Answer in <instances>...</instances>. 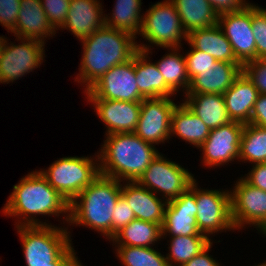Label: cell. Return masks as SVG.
<instances>
[{
	"label": "cell",
	"mask_w": 266,
	"mask_h": 266,
	"mask_svg": "<svg viewBox=\"0 0 266 266\" xmlns=\"http://www.w3.org/2000/svg\"><path fill=\"white\" fill-rule=\"evenodd\" d=\"M132 34L104 25L81 39L83 56L75 81L85 83L87 91L110 68L130 60L138 51Z\"/></svg>",
	"instance_id": "1"
},
{
	"label": "cell",
	"mask_w": 266,
	"mask_h": 266,
	"mask_svg": "<svg viewBox=\"0 0 266 266\" xmlns=\"http://www.w3.org/2000/svg\"><path fill=\"white\" fill-rule=\"evenodd\" d=\"M5 216H19L24 221L17 222L18 226H49L46 222H38L34 215L66 214L69 222V203L55 190L39 171H33L13 186L2 211ZM32 214V215H31ZM31 215V216H30ZM31 217V219H30Z\"/></svg>",
	"instance_id": "2"
},
{
	"label": "cell",
	"mask_w": 266,
	"mask_h": 266,
	"mask_svg": "<svg viewBox=\"0 0 266 266\" xmlns=\"http://www.w3.org/2000/svg\"><path fill=\"white\" fill-rule=\"evenodd\" d=\"M102 148L97 155L100 174L127 182H136L159 155L134 132L108 134Z\"/></svg>",
	"instance_id": "3"
},
{
	"label": "cell",
	"mask_w": 266,
	"mask_h": 266,
	"mask_svg": "<svg viewBox=\"0 0 266 266\" xmlns=\"http://www.w3.org/2000/svg\"><path fill=\"white\" fill-rule=\"evenodd\" d=\"M121 189V181L99 174L69 203L70 225L87 226L112 239V215Z\"/></svg>",
	"instance_id": "4"
},
{
	"label": "cell",
	"mask_w": 266,
	"mask_h": 266,
	"mask_svg": "<svg viewBox=\"0 0 266 266\" xmlns=\"http://www.w3.org/2000/svg\"><path fill=\"white\" fill-rule=\"evenodd\" d=\"M27 266H52L70 246L67 229L49 226H18Z\"/></svg>",
	"instance_id": "5"
},
{
	"label": "cell",
	"mask_w": 266,
	"mask_h": 266,
	"mask_svg": "<svg viewBox=\"0 0 266 266\" xmlns=\"http://www.w3.org/2000/svg\"><path fill=\"white\" fill-rule=\"evenodd\" d=\"M91 157H63L48 170L39 171L48 183L70 203L100 174L99 163Z\"/></svg>",
	"instance_id": "6"
},
{
	"label": "cell",
	"mask_w": 266,
	"mask_h": 266,
	"mask_svg": "<svg viewBox=\"0 0 266 266\" xmlns=\"http://www.w3.org/2000/svg\"><path fill=\"white\" fill-rule=\"evenodd\" d=\"M140 36L149 43L164 48H181V39L187 41L177 9L170 0L157 2L142 18Z\"/></svg>",
	"instance_id": "7"
},
{
	"label": "cell",
	"mask_w": 266,
	"mask_h": 266,
	"mask_svg": "<svg viewBox=\"0 0 266 266\" xmlns=\"http://www.w3.org/2000/svg\"><path fill=\"white\" fill-rule=\"evenodd\" d=\"M195 180L185 168L159 153L136 182L153 193L163 192V198L169 202L179 197Z\"/></svg>",
	"instance_id": "8"
},
{
	"label": "cell",
	"mask_w": 266,
	"mask_h": 266,
	"mask_svg": "<svg viewBox=\"0 0 266 266\" xmlns=\"http://www.w3.org/2000/svg\"><path fill=\"white\" fill-rule=\"evenodd\" d=\"M22 44H9L6 38L0 41V83H9L36 69L44 60V44L33 39H22ZM10 46H9V45Z\"/></svg>",
	"instance_id": "9"
},
{
	"label": "cell",
	"mask_w": 266,
	"mask_h": 266,
	"mask_svg": "<svg viewBox=\"0 0 266 266\" xmlns=\"http://www.w3.org/2000/svg\"><path fill=\"white\" fill-rule=\"evenodd\" d=\"M195 181V200L197 205L196 223L198 230L209 234L222 230H234L231 216V193L227 190H201Z\"/></svg>",
	"instance_id": "10"
},
{
	"label": "cell",
	"mask_w": 266,
	"mask_h": 266,
	"mask_svg": "<svg viewBox=\"0 0 266 266\" xmlns=\"http://www.w3.org/2000/svg\"><path fill=\"white\" fill-rule=\"evenodd\" d=\"M85 93L86 98L142 102L144 97L136 83L135 54L130 60L110 68Z\"/></svg>",
	"instance_id": "11"
},
{
	"label": "cell",
	"mask_w": 266,
	"mask_h": 266,
	"mask_svg": "<svg viewBox=\"0 0 266 266\" xmlns=\"http://www.w3.org/2000/svg\"><path fill=\"white\" fill-rule=\"evenodd\" d=\"M231 193V216L236 229L244 224L257 226L266 235V191L239 179Z\"/></svg>",
	"instance_id": "12"
},
{
	"label": "cell",
	"mask_w": 266,
	"mask_h": 266,
	"mask_svg": "<svg viewBox=\"0 0 266 266\" xmlns=\"http://www.w3.org/2000/svg\"><path fill=\"white\" fill-rule=\"evenodd\" d=\"M176 103L169 97L144 98L135 134L150 144L170 139L171 116Z\"/></svg>",
	"instance_id": "13"
},
{
	"label": "cell",
	"mask_w": 266,
	"mask_h": 266,
	"mask_svg": "<svg viewBox=\"0 0 266 266\" xmlns=\"http://www.w3.org/2000/svg\"><path fill=\"white\" fill-rule=\"evenodd\" d=\"M217 24L230 42L234 56L242 66L256 59L251 4L239 12L219 15Z\"/></svg>",
	"instance_id": "14"
},
{
	"label": "cell",
	"mask_w": 266,
	"mask_h": 266,
	"mask_svg": "<svg viewBox=\"0 0 266 266\" xmlns=\"http://www.w3.org/2000/svg\"><path fill=\"white\" fill-rule=\"evenodd\" d=\"M243 128V123L232 121L211 129L208 138L199 147L203 151L204 166H221L233 159H239Z\"/></svg>",
	"instance_id": "15"
},
{
	"label": "cell",
	"mask_w": 266,
	"mask_h": 266,
	"mask_svg": "<svg viewBox=\"0 0 266 266\" xmlns=\"http://www.w3.org/2000/svg\"><path fill=\"white\" fill-rule=\"evenodd\" d=\"M195 181L179 197L167 202L164 212L162 236H206L198 230Z\"/></svg>",
	"instance_id": "16"
},
{
	"label": "cell",
	"mask_w": 266,
	"mask_h": 266,
	"mask_svg": "<svg viewBox=\"0 0 266 266\" xmlns=\"http://www.w3.org/2000/svg\"><path fill=\"white\" fill-rule=\"evenodd\" d=\"M96 114L106 124L107 133L135 132L140 117L141 102L87 98Z\"/></svg>",
	"instance_id": "17"
},
{
	"label": "cell",
	"mask_w": 266,
	"mask_h": 266,
	"mask_svg": "<svg viewBox=\"0 0 266 266\" xmlns=\"http://www.w3.org/2000/svg\"><path fill=\"white\" fill-rule=\"evenodd\" d=\"M242 72L240 63L217 61L199 70L191 81L186 94H224Z\"/></svg>",
	"instance_id": "18"
},
{
	"label": "cell",
	"mask_w": 266,
	"mask_h": 266,
	"mask_svg": "<svg viewBox=\"0 0 266 266\" xmlns=\"http://www.w3.org/2000/svg\"><path fill=\"white\" fill-rule=\"evenodd\" d=\"M102 10L98 0H71L65 22L60 28L69 29L81 40L105 25Z\"/></svg>",
	"instance_id": "19"
},
{
	"label": "cell",
	"mask_w": 266,
	"mask_h": 266,
	"mask_svg": "<svg viewBox=\"0 0 266 266\" xmlns=\"http://www.w3.org/2000/svg\"><path fill=\"white\" fill-rule=\"evenodd\" d=\"M126 183L124 186L122 185L121 195L133 210L136 219L162 226L166 200L159 199L156 194L137 182Z\"/></svg>",
	"instance_id": "20"
},
{
	"label": "cell",
	"mask_w": 266,
	"mask_h": 266,
	"mask_svg": "<svg viewBox=\"0 0 266 266\" xmlns=\"http://www.w3.org/2000/svg\"><path fill=\"white\" fill-rule=\"evenodd\" d=\"M258 95V90L242 71L236 77L232 86L223 94L226 110L231 121L249 124Z\"/></svg>",
	"instance_id": "21"
},
{
	"label": "cell",
	"mask_w": 266,
	"mask_h": 266,
	"mask_svg": "<svg viewBox=\"0 0 266 266\" xmlns=\"http://www.w3.org/2000/svg\"><path fill=\"white\" fill-rule=\"evenodd\" d=\"M12 33L16 35V38L33 39L43 43L45 37L56 34L40 0H21L16 28Z\"/></svg>",
	"instance_id": "22"
},
{
	"label": "cell",
	"mask_w": 266,
	"mask_h": 266,
	"mask_svg": "<svg viewBox=\"0 0 266 266\" xmlns=\"http://www.w3.org/2000/svg\"><path fill=\"white\" fill-rule=\"evenodd\" d=\"M135 53V75L140 94L144 98L170 97L176 94L166 83L159 72L156 63L147 60L149 49L147 45L137 44Z\"/></svg>",
	"instance_id": "23"
},
{
	"label": "cell",
	"mask_w": 266,
	"mask_h": 266,
	"mask_svg": "<svg viewBox=\"0 0 266 266\" xmlns=\"http://www.w3.org/2000/svg\"><path fill=\"white\" fill-rule=\"evenodd\" d=\"M187 42L195 49L211 55L217 61L239 63L234 56L230 42L218 24L192 31L187 35Z\"/></svg>",
	"instance_id": "24"
},
{
	"label": "cell",
	"mask_w": 266,
	"mask_h": 266,
	"mask_svg": "<svg viewBox=\"0 0 266 266\" xmlns=\"http://www.w3.org/2000/svg\"><path fill=\"white\" fill-rule=\"evenodd\" d=\"M185 104L211 130L231 121L223 94H185Z\"/></svg>",
	"instance_id": "25"
},
{
	"label": "cell",
	"mask_w": 266,
	"mask_h": 266,
	"mask_svg": "<svg viewBox=\"0 0 266 266\" xmlns=\"http://www.w3.org/2000/svg\"><path fill=\"white\" fill-rule=\"evenodd\" d=\"M180 16L181 25L188 35L218 23L219 15L208 0H170Z\"/></svg>",
	"instance_id": "26"
},
{
	"label": "cell",
	"mask_w": 266,
	"mask_h": 266,
	"mask_svg": "<svg viewBox=\"0 0 266 266\" xmlns=\"http://www.w3.org/2000/svg\"><path fill=\"white\" fill-rule=\"evenodd\" d=\"M209 133L210 129L185 103L176 105L171 116V135L175 134L199 148Z\"/></svg>",
	"instance_id": "27"
},
{
	"label": "cell",
	"mask_w": 266,
	"mask_h": 266,
	"mask_svg": "<svg viewBox=\"0 0 266 266\" xmlns=\"http://www.w3.org/2000/svg\"><path fill=\"white\" fill-rule=\"evenodd\" d=\"M162 238L161 225L140 219L132 220L111 239L117 246L151 247Z\"/></svg>",
	"instance_id": "28"
},
{
	"label": "cell",
	"mask_w": 266,
	"mask_h": 266,
	"mask_svg": "<svg viewBox=\"0 0 266 266\" xmlns=\"http://www.w3.org/2000/svg\"><path fill=\"white\" fill-rule=\"evenodd\" d=\"M141 4V0H117L112 10V18L105 16V25L136 37L142 28Z\"/></svg>",
	"instance_id": "29"
},
{
	"label": "cell",
	"mask_w": 266,
	"mask_h": 266,
	"mask_svg": "<svg viewBox=\"0 0 266 266\" xmlns=\"http://www.w3.org/2000/svg\"><path fill=\"white\" fill-rule=\"evenodd\" d=\"M172 52L166 54L160 59L156 66L159 72L163 75L165 83L174 91H178L179 88L185 90V94L189 88L190 80L187 75L186 61L184 55L182 56L178 52L177 48H170ZM176 51V52H175Z\"/></svg>",
	"instance_id": "30"
},
{
	"label": "cell",
	"mask_w": 266,
	"mask_h": 266,
	"mask_svg": "<svg viewBox=\"0 0 266 266\" xmlns=\"http://www.w3.org/2000/svg\"><path fill=\"white\" fill-rule=\"evenodd\" d=\"M239 159L250 163H266V128L244 124Z\"/></svg>",
	"instance_id": "31"
},
{
	"label": "cell",
	"mask_w": 266,
	"mask_h": 266,
	"mask_svg": "<svg viewBox=\"0 0 266 266\" xmlns=\"http://www.w3.org/2000/svg\"><path fill=\"white\" fill-rule=\"evenodd\" d=\"M211 239L207 236H174L170 241V254L166 255L169 266L172 263L179 266L190 261L194 256L202 252L209 244Z\"/></svg>",
	"instance_id": "32"
},
{
	"label": "cell",
	"mask_w": 266,
	"mask_h": 266,
	"mask_svg": "<svg viewBox=\"0 0 266 266\" xmlns=\"http://www.w3.org/2000/svg\"><path fill=\"white\" fill-rule=\"evenodd\" d=\"M124 266H169L167 259L152 247L116 246Z\"/></svg>",
	"instance_id": "33"
},
{
	"label": "cell",
	"mask_w": 266,
	"mask_h": 266,
	"mask_svg": "<svg viewBox=\"0 0 266 266\" xmlns=\"http://www.w3.org/2000/svg\"><path fill=\"white\" fill-rule=\"evenodd\" d=\"M252 31L256 43V59H266V9L253 4Z\"/></svg>",
	"instance_id": "34"
},
{
	"label": "cell",
	"mask_w": 266,
	"mask_h": 266,
	"mask_svg": "<svg viewBox=\"0 0 266 266\" xmlns=\"http://www.w3.org/2000/svg\"><path fill=\"white\" fill-rule=\"evenodd\" d=\"M51 26L56 31L64 24L71 0H40Z\"/></svg>",
	"instance_id": "35"
},
{
	"label": "cell",
	"mask_w": 266,
	"mask_h": 266,
	"mask_svg": "<svg viewBox=\"0 0 266 266\" xmlns=\"http://www.w3.org/2000/svg\"><path fill=\"white\" fill-rule=\"evenodd\" d=\"M189 45L191 50L187 52L184 58L186 61L187 75L191 81L197 74H199V70L213 65L217 60L211 55L195 49L190 43Z\"/></svg>",
	"instance_id": "36"
},
{
	"label": "cell",
	"mask_w": 266,
	"mask_h": 266,
	"mask_svg": "<svg viewBox=\"0 0 266 266\" xmlns=\"http://www.w3.org/2000/svg\"><path fill=\"white\" fill-rule=\"evenodd\" d=\"M242 71L252 81L259 94H266V59H255L242 66Z\"/></svg>",
	"instance_id": "37"
},
{
	"label": "cell",
	"mask_w": 266,
	"mask_h": 266,
	"mask_svg": "<svg viewBox=\"0 0 266 266\" xmlns=\"http://www.w3.org/2000/svg\"><path fill=\"white\" fill-rule=\"evenodd\" d=\"M112 217V238L123 227L128 225L132 220L136 219L133 210L122 195H120L115 204Z\"/></svg>",
	"instance_id": "38"
},
{
	"label": "cell",
	"mask_w": 266,
	"mask_h": 266,
	"mask_svg": "<svg viewBox=\"0 0 266 266\" xmlns=\"http://www.w3.org/2000/svg\"><path fill=\"white\" fill-rule=\"evenodd\" d=\"M21 0H0V23L11 32L16 28Z\"/></svg>",
	"instance_id": "39"
},
{
	"label": "cell",
	"mask_w": 266,
	"mask_h": 266,
	"mask_svg": "<svg viewBox=\"0 0 266 266\" xmlns=\"http://www.w3.org/2000/svg\"><path fill=\"white\" fill-rule=\"evenodd\" d=\"M208 2L218 15L239 12L250 5L245 0H208Z\"/></svg>",
	"instance_id": "40"
},
{
	"label": "cell",
	"mask_w": 266,
	"mask_h": 266,
	"mask_svg": "<svg viewBox=\"0 0 266 266\" xmlns=\"http://www.w3.org/2000/svg\"><path fill=\"white\" fill-rule=\"evenodd\" d=\"M244 179L252 186L266 191V163L253 165L252 170Z\"/></svg>",
	"instance_id": "41"
},
{
	"label": "cell",
	"mask_w": 266,
	"mask_h": 266,
	"mask_svg": "<svg viewBox=\"0 0 266 266\" xmlns=\"http://www.w3.org/2000/svg\"><path fill=\"white\" fill-rule=\"evenodd\" d=\"M250 123L266 128V94H259L254 104Z\"/></svg>",
	"instance_id": "42"
},
{
	"label": "cell",
	"mask_w": 266,
	"mask_h": 266,
	"mask_svg": "<svg viewBox=\"0 0 266 266\" xmlns=\"http://www.w3.org/2000/svg\"><path fill=\"white\" fill-rule=\"evenodd\" d=\"M212 247V242L198 255L194 256L190 261L181 266H220V264L207 254Z\"/></svg>",
	"instance_id": "43"
},
{
	"label": "cell",
	"mask_w": 266,
	"mask_h": 266,
	"mask_svg": "<svg viewBox=\"0 0 266 266\" xmlns=\"http://www.w3.org/2000/svg\"><path fill=\"white\" fill-rule=\"evenodd\" d=\"M75 255L71 245L55 262H52V266H82Z\"/></svg>",
	"instance_id": "44"
},
{
	"label": "cell",
	"mask_w": 266,
	"mask_h": 266,
	"mask_svg": "<svg viewBox=\"0 0 266 266\" xmlns=\"http://www.w3.org/2000/svg\"><path fill=\"white\" fill-rule=\"evenodd\" d=\"M257 266H266V262L265 263H262L260 265H257Z\"/></svg>",
	"instance_id": "45"
}]
</instances>
